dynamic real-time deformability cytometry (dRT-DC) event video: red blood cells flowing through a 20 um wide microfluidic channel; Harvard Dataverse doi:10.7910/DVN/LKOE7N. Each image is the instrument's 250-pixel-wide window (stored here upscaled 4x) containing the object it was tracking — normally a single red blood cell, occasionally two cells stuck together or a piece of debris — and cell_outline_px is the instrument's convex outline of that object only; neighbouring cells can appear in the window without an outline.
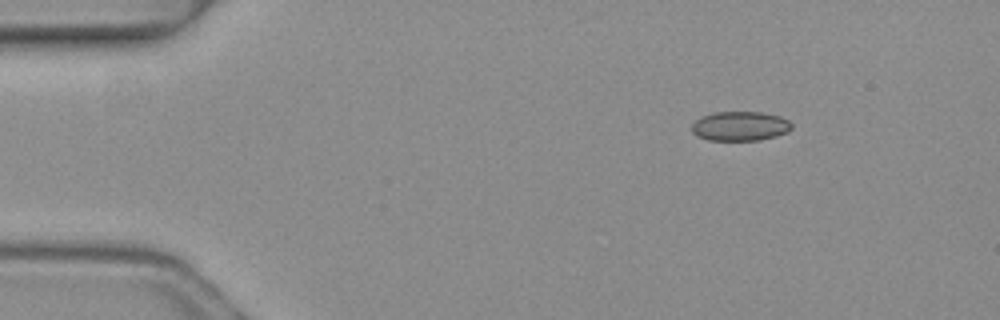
{"species": "common noctule bat (a hibernating species)", "species_latin": "Nyctalus noctula", "temperature_condition": "warm", "stored_images_in_passage": 3, "camera_frame_rate_fps": 3000, "um_per_image_px": 0.085, "animal": {"sex": "female", "body_mass_g": 19.3, "forearm_length_mm": 54.1}, "frame": {"image": 1, "passage_image": 2, "time_ms": 0.333, "image_size_px": [1000, 320], "cell_outline_px": [[792, 128], [788, 132], [776, 136], [760, 140], [708, 140], [696, 136], [692, 132], [692, 124], [700, 116], [712, 112], [760, 112], [780, 116], [788, 120], [792, 124]], "centroid_in_image_um": [62.9, 10.72], "position_along_channel_um": 22.1, "area_um2": 17.28}}